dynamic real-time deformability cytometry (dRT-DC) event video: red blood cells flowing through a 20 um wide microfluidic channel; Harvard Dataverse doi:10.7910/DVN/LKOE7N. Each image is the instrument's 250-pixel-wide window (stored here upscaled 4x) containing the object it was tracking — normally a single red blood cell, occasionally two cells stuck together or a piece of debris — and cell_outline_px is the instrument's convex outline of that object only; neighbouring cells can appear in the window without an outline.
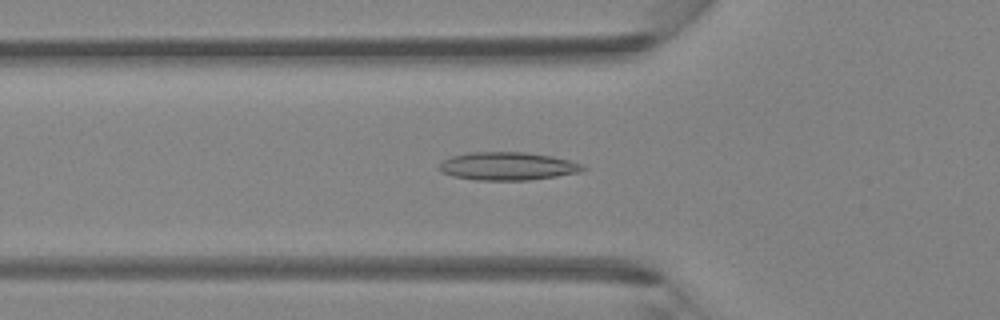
{"species": "Egyptian fruit bat (a non-hibernating species)", "species_latin": "Rousettus aegyptiacus", "temperature_condition": "room temperature", "stored_images_in_passage": 46, "camera_frame_rate_fps": 3000, "um_per_image_px": 0.085, "animal": {"sex": "female"}, "frame": {"image": 1, "passage_image": 15, "time_ms": 4.667, "image_size_px": [1000, 320], "cell_outline_px": [[588, 168], [580, 172], [556, 176], [528, 180], [476, 180], [452, 176], [440, 172], [440, 164], [444, 160], [452, 156], [468, 152], [524, 152], [552, 156], [568, 160], [580, 164]], "centroid_in_image_um": [43.13, 14.12], "position_along_channel_um": 82.7, "area_um2": 23.41}}
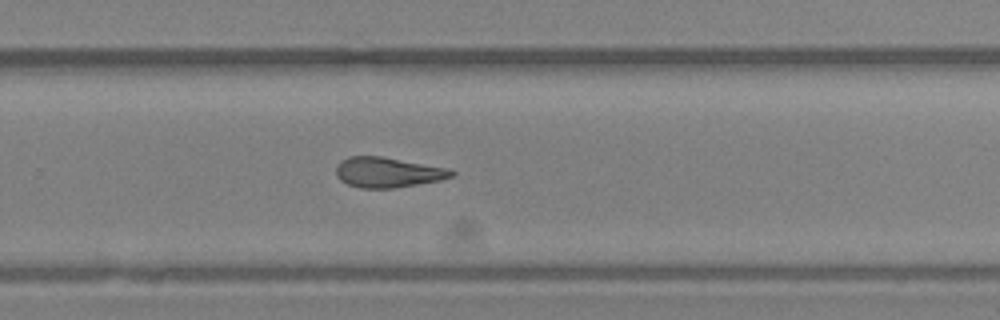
{"frame": {"image": 2, "passage_image": 30, "time_ms": 9.667, "image_size_px": [1000, 320], "cell_outline_px": [[456, 176], [440, 180], [396, 188], [360, 188], [348, 184], [340, 180], [336, 176], [336, 168], [340, 160], [348, 156], [380, 156], [448, 168], [456, 172]], "centroid_in_image_um": [32.96, 14.65], "position_along_channel_um": 296.8, "area_um2": 20.4}}
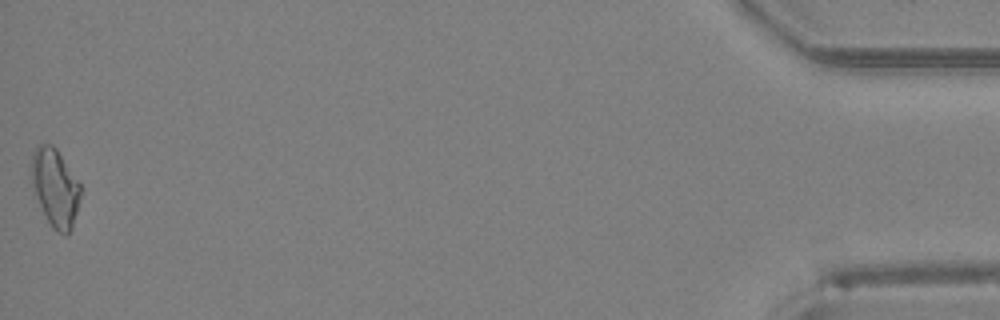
{"frame": {"image": 3, "passage_image": 46, "time_ms": 15.0, "image_size_px": [1000, 320], "cell_outline_px": [[80, 196], [72, 228], [68, 236], [64, 236], [56, 232], [52, 228], [36, 196], [28, 172], [32, 152], [40, 144], [52, 144], [56, 148], [80, 184]], "centroid_in_image_um": [4.65, 15.94], "position_along_channel_um": 430.5, "area_um2": 22.37}, "authors_computed_cell_mechanics": {"area_um2": 20.9525, "velocity_mm_per_s": 4.301, "shape_relaxation_time_tau1_ms": null, "shape_relaxation_time_tau2_ms": 10.3856, "deformation_change_tau1": null, "deformation_change_tau2": 0.2368}}